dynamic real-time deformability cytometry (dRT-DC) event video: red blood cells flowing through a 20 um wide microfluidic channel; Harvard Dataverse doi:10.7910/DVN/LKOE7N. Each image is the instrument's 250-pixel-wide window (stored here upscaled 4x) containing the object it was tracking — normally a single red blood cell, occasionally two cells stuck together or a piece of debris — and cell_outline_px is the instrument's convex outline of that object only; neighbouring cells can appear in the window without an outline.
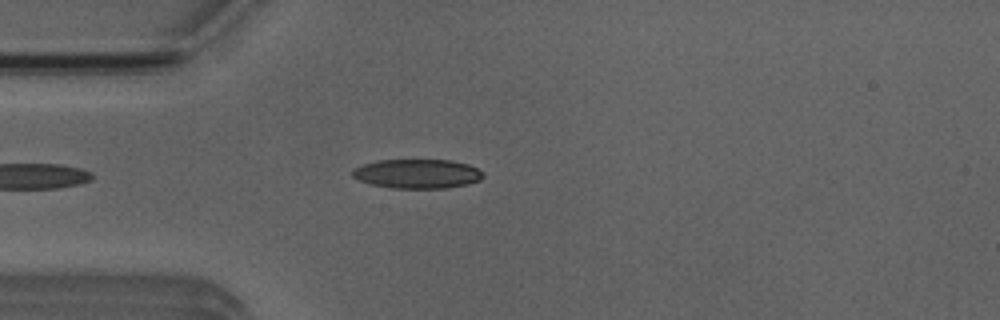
{"species": "Egyptian fruit bat (a non-hibernating species)", "species_latin": "Rousettus aegyptiacus", "temperature_condition": "room temperature", "stored_images_in_passage": 2, "camera_frame_rate_fps": 3000, "um_per_image_px": 0.085, "animal": {"sex": "male"}, "frame": {"image": 1, "passage_image": 2, "time_ms": 1.0, "image_size_px": [1000, 320], "cell_outline_px": [[484, 176], [480, 180], [468, 184], [444, 188], [392, 188], [368, 184], [352, 176], [352, 168], [376, 160], [452, 160], [468, 164], [484, 172]], "centroid_in_image_um": [35.46, 14.77], "position_along_channel_um": 49.5, "area_um2": 22.43}}